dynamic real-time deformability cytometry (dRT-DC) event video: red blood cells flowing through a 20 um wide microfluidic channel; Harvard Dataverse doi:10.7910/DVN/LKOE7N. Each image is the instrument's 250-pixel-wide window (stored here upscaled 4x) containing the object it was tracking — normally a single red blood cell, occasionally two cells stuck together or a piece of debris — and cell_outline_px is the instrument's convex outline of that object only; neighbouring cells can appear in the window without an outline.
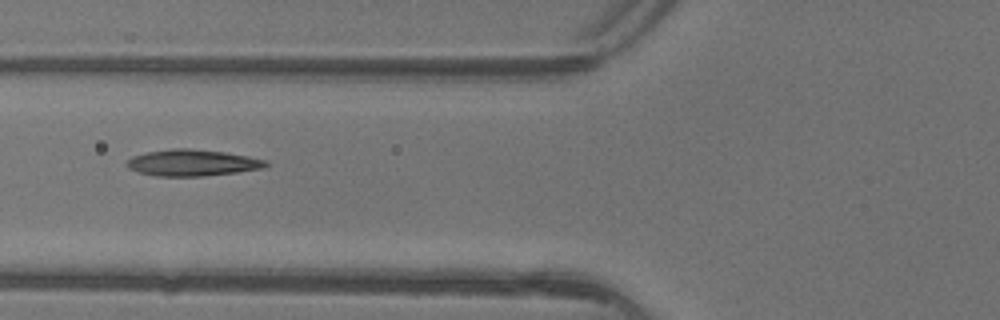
{"species": "common noctule bat (a hibernating species)", "species_latin": "Nyctalus noctula", "temperature_condition": "warm", "stored_images_in_passage": 6, "camera_frame_rate_fps": 3000, "um_per_image_px": 0.085, "animal": {"sex": "female"}, "frame": {"image": 1, "passage_image": 6, "time_ms": 1.667, "image_size_px": [1000, 320], "cell_outline_px": [[268, 164], [264, 168], [236, 172], [204, 176], [156, 176], [140, 172], [128, 168], [124, 164], [132, 156], [148, 152], [172, 148], [188, 148], [224, 152], [248, 156], [268, 160]], "centroid_in_image_um": [16.35, 13.83], "position_along_channel_um": 109.4, "area_um2": 21.39}}